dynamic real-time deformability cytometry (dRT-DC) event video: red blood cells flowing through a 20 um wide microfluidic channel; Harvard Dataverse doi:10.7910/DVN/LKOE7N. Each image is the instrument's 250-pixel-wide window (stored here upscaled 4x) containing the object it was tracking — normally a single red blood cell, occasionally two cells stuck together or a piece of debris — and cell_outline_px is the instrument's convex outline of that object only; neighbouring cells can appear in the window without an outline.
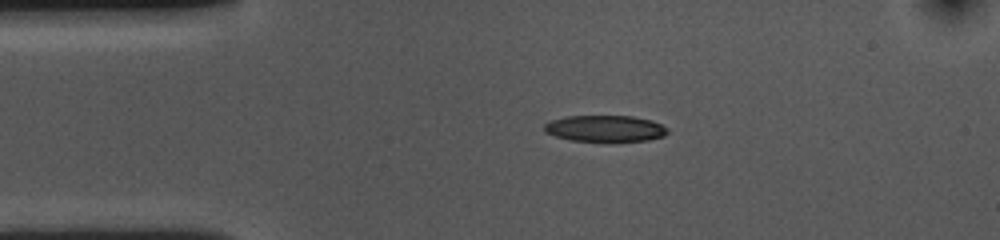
{"species": "common noctule bat (a hibernating species)", "species_latin": "Nyctalus noctula", "temperature_condition": "cold", "stored_images_in_passage": 45, "camera_frame_rate_fps": 3000, "um_per_image_px": 0.085, "animal": {"sex": "female", "body_mass_g": 10.0, "forearm_length_mm": 53.1}, "frame": {"image": 1, "passage_image": 1, "time_ms": 0.0, "image_size_px": [1000, 240], "cell_outline_px": [[668, 132], [664, 136], [648, 140], [612, 144], [572, 140], [556, 136], [544, 132], [544, 124], [552, 120], [564, 116], [632, 116], [652, 120], [668, 128]], "centroid_in_image_um": [51.46, 10.96], "position_along_channel_um": 33.5, "area_um2": 19.71}}
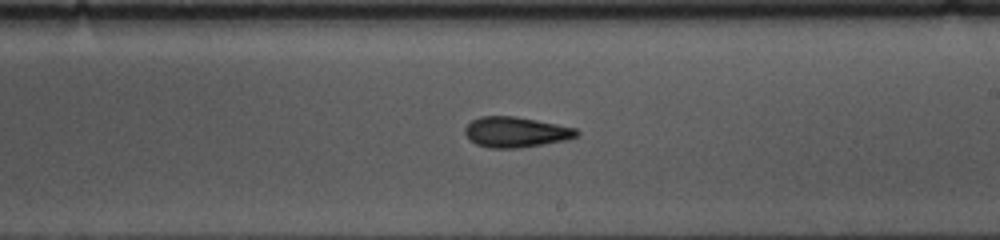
{"frame": {"image": 2, "passage_image": 21, "time_ms": 6.667, "image_size_px": [1000, 240], "cell_outline_px": [[580, 136], [568, 140], [520, 148], [488, 148], [476, 144], [468, 140], [464, 132], [464, 128], [472, 120], [480, 116], [516, 116], [576, 128], [580, 132]], "centroid_in_image_um": [43.85, 11.23], "position_along_channel_um": 245.2, "area_um2": 20.11}}
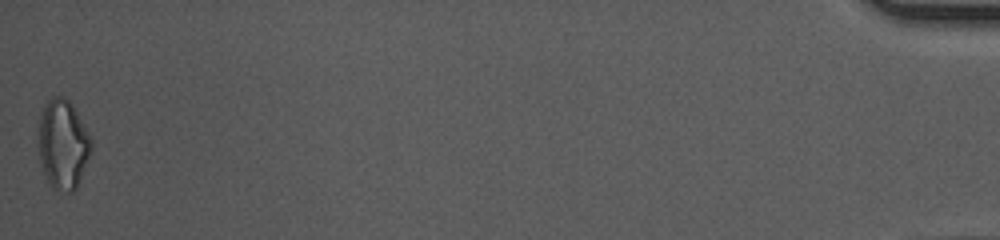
{"frame": {"image": 3, "passage_image": 45, "time_ms": 14.667, "image_size_px": [1000, 240], "cell_outline_px": [[92, 148], [76, 188], [72, 192], [68, 192], [52, 188], [48, 184], [40, 160], [40, 116], [44, 104], [52, 96], [64, 96], [72, 104], [92, 140]], "centroid_in_image_um": [5.36, 12.26], "position_along_channel_um": 429.8, "area_um2": 27.05}, "authors_computed_cell_mechanics": {"area_um2": 19.7676, "velocity_mm_per_s": 3.5965, "shape_relaxation_time_tau1_ms": 7.0282, "shape_relaxation_time_tau2_ms": 5.3306, "deformation_change_tau1": 0.1769, "deformation_change_tau2": 0.1517}}